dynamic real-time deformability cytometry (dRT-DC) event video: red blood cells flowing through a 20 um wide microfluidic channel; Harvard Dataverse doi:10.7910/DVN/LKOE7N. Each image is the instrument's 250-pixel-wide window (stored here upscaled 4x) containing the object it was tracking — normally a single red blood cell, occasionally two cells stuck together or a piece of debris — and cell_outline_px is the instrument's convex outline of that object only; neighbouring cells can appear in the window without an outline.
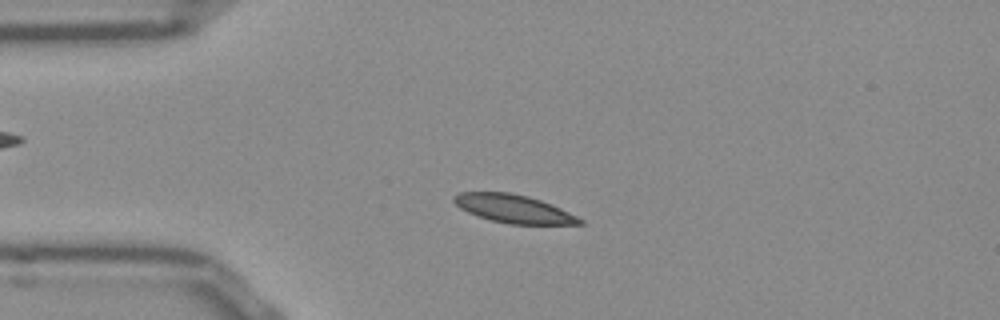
{"species": "Egyptian fruit bat (a non-hibernating species)", "species_latin": "Rousettus aegyptiacus", "temperature_condition": "room temperature", "stored_images_in_passage": 51, "camera_frame_rate_fps": 3000, "um_per_image_px": 0.085, "frame": {"image": 1, "passage_image": 11, "time_ms": 3.333, "image_size_px": [1000, 320], "cell_outline_px": [[584, 224], [508, 224], [476, 216], [460, 208], [452, 200], [452, 196], [456, 192], [508, 192], [528, 196], [552, 204], [584, 220]], "centroid_in_image_um": [43.62, 17.74], "position_along_channel_um": 41.4, "area_um2": 20.69}}
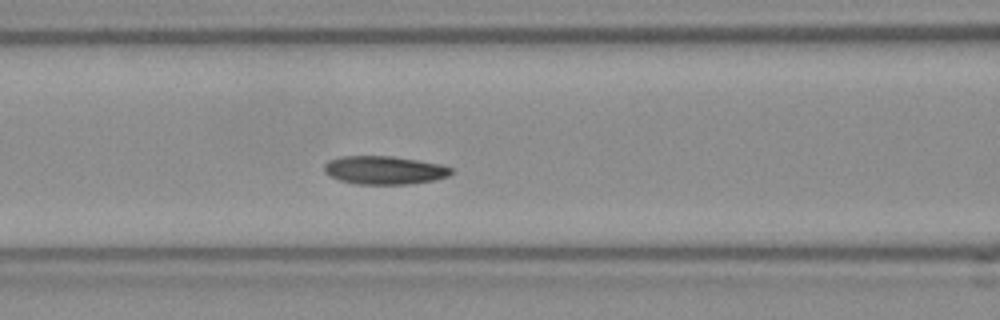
{"frame": {"image": 2, "passage_image": 20, "time_ms": 6.333, "image_size_px": [1000, 320], "cell_outline_px": [[452, 172], [448, 176], [436, 180], [408, 184], [356, 184], [340, 180], [328, 176], [324, 172], [324, 164], [328, 160], [340, 156], [392, 156], [440, 164], [452, 168]], "centroid_in_image_um": [32.63, 14.46], "position_along_channel_um": 134.0, "area_um2": 21.04}}
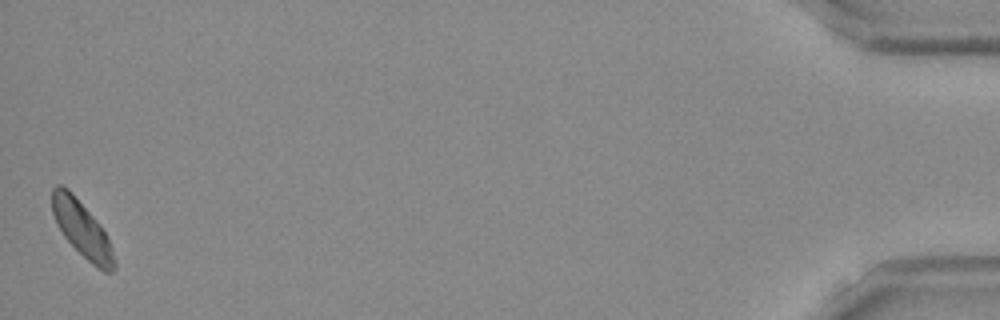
{"frame": {"image": 3, "passage_image": 51, "time_ms": 16.667, "image_size_px": [1000, 320], "cell_outline_px": [[116, 268], [112, 272], [104, 272], [92, 264], [64, 236], [56, 224], [52, 212], [52, 188], [56, 184], [60, 184], [68, 188], [72, 192], [96, 220], [104, 232], [112, 248], [116, 264]], "centroid_in_image_um": [6.95, 19.46], "position_along_channel_um": 428.2, "area_um2": 19.94}, "authors_computed_cell_mechanics": {"area_um2": 20.5768, "velocity_mm_per_s": 3.797, "shape_relaxation_time_tau1_ms": 2.2037, "shape_relaxation_time_tau2_ms": 5.7384, "deformation_change_tau1": 0.0901, "deformation_change_tau2": 0.0964}}